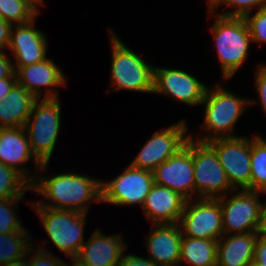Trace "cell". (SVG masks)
I'll return each instance as SVG.
<instances>
[{
  "label": "cell",
  "mask_w": 266,
  "mask_h": 266,
  "mask_svg": "<svg viewBox=\"0 0 266 266\" xmlns=\"http://www.w3.org/2000/svg\"><path fill=\"white\" fill-rule=\"evenodd\" d=\"M39 181V182H37ZM37 182V183H36ZM101 180L71 173L41 177L31 185V190L55 203L33 202L31 207H48L57 210L88 212L90 202L102 201Z\"/></svg>",
  "instance_id": "cell-1"
},
{
  "label": "cell",
  "mask_w": 266,
  "mask_h": 266,
  "mask_svg": "<svg viewBox=\"0 0 266 266\" xmlns=\"http://www.w3.org/2000/svg\"><path fill=\"white\" fill-rule=\"evenodd\" d=\"M256 103L236 96L219 84L211 90L207 88L201 105H206L203 126L207 133L210 132L196 141L208 142L216 138L237 137L230 134L234 131L235 123L249 105Z\"/></svg>",
  "instance_id": "cell-2"
},
{
  "label": "cell",
  "mask_w": 266,
  "mask_h": 266,
  "mask_svg": "<svg viewBox=\"0 0 266 266\" xmlns=\"http://www.w3.org/2000/svg\"><path fill=\"white\" fill-rule=\"evenodd\" d=\"M211 27L224 79H229L248 56L252 37L243 17L217 15Z\"/></svg>",
  "instance_id": "cell-3"
},
{
  "label": "cell",
  "mask_w": 266,
  "mask_h": 266,
  "mask_svg": "<svg viewBox=\"0 0 266 266\" xmlns=\"http://www.w3.org/2000/svg\"><path fill=\"white\" fill-rule=\"evenodd\" d=\"M61 109L58 98L37 99L27 119L25 129L31 151L41 163H49L61 125Z\"/></svg>",
  "instance_id": "cell-4"
},
{
  "label": "cell",
  "mask_w": 266,
  "mask_h": 266,
  "mask_svg": "<svg viewBox=\"0 0 266 266\" xmlns=\"http://www.w3.org/2000/svg\"><path fill=\"white\" fill-rule=\"evenodd\" d=\"M112 86L116 90L153 93L154 67L126 47L115 34L111 36Z\"/></svg>",
  "instance_id": "cell-5"
},
{
  "label": "cell",
  "mask_w": 266,
  "mask_h": 266,
  "mask_svg": "<svg viewBox=\"0 0 266 266\" xmlns=\"http://www.w3.org/2000/svg\"><path fill=\"white\" fill-rule=\"evenodd\" d=\"M38 214L50 240L71 259H75L84 241L86 213L31 207Z\"/></svg>",
  "instance_id": "cell-6"
},
{
  "label": "cell",
  "mask_w": 266,
  "mask_h": 266,
  "mask_svg": "<svg viewBox=\"0 0 266 266\" xmlns=\"http://www.w3.org/2000/svg\"><path fill=\"white\" fill-rule=\"evenodd\" d=\"M192 139L195 191L199 198L218 199L233 191L215 151L206 143ZM223 193V194H222Z\"/></svg>",
  "instance_id": "cell-7"
},
{
  "label": "cell",
  "mask_w": 266,
  "mask_h": 266,
  "mask_svg": "<svg viewBox=\"0 0 266 266\" xmlns=\"http://www.w3.org/2000/svg\"><path fill=\"white\" fill-rule=\"evenodd\" d=\"M216 153L234 190H250L251 140L246 137L216 138L206 142Z\"/></svg>",
  "instance_id": "cell-8"
},
{
  "label": "cell",
  "mask_w": 266,
  "mask_h": 266,
  "mask_svg": "<svg viewBox=\"0 0 266 266\" xmlns=\"http://www.w3.org/2000/svg\"><path fill=\"white\" fill-rule=\"evenodd\" d=\"M178 224L183 236L219 240L224 235L219 198H200L193 204L186 200Z\"/></svg>",
  "instance_id": "cell-9"
},
{
  "label": "cell",
  "mask_w": 266,
  "mask_h": 266,
  "mask_svg": "<svg viewBox=\"0 0 266 266\" xmlns=\"http://www.w3.org/2000/svg\"><path fill=\"white\" fill-rule=\"evenodd\" d=\"M260 191L241 190L226 200V195L219 198L223 234L236 232L235 234H244L257 232L262 201L259 200ZM232 231V232H231Z\"/></svg>",
  "instance_id": "cell-10"
},
{
  "label": "cell",
  "mask_w": 266,
  "mask_h": 266,
  "mask_svg": "<svg viewBox=\"0 0 266 266\" xmlns=\"http://www.w3.org/2000/svg\"><path fill=\"white\" fill-rule=\"evenodd\" d=\"M154 184L153 172L132 167L110 182H101L102 202L115 205L143 206L146 196Z\"/></svg>",
  "instance_id": "cell-11"
},
{
  "label": "cell",
  "mask_w": 266,
  "mask_h": 266,
  "mask_svg": "<svg viewBox=\"0 0 266 266\" xmlns=\"http://www.w3.org/2000/svg\"><path fill=\"white\" fill-rule=\"evenodd\" d=\"M187 127L186 122L182 120L178 124L155 132L130 165L153 171L186 144L190 138V136L185 137L188 132Z\"/></svg>",
  "instance_id": "cell-12"
},
{
  "label": "cell",
  "mask_w": 266,
  "mask_h": 266,
  "mask_svg": "<svg viewBox=\"0 0 266 266\" xmlns=\"http://www.w3.org/2000/svg\"><path fill=\"white\" fill-rule=\"evenodd\" d=\"M154 183L168 187L186 200L195 192L192 139L153 171Z\"/></svg>",
  "instance_id": "cell-13"
},
{
  "label": "cell",
  "mask_w": 266,
  "mask_h": 266,
  "mask_svg": "<svg viewBox=\"0 0 266 266\" xmlns=\"http://www.w3.org/2000/svg\"><path fill=\"white\" fill-rule=\"evenodd\" d=\"M207 87L195 76L170 68H155L153 79V93H162L188 105L201 104Z\"/></svg>",
  "instance_id": "cell-14"
},
{
  "label": "cell",
  "mask_w": 266,
  "mask_h": 266,
  "mask_svg": "<svg viewBox=\"0 0 266 266\" xmlns=\"http://www.w3.org/2000/svg\"><path fill=\"white\" fill-rule=\"evenodd\" d=\"M31 157L34 158L35 165L38 164V170L47 169V163L41 164L32 153L25 127L0 128V162L15 169L32 185L37 177H28L29 170L21 166ZM18 164H21L20 167Z\"/></svg>",
  "instance_id": "cell-15"
},
{
  "label": "cell",
  "mask_w": 266,
  "mask_h": 266,
  "mask_svg": "<svg viewBox=\"0 0 266 266\" xmlns=\"http://www.w3.org/2000/svg\"><path fill=\"white\" fill-rule=\"evenodd\" d=\"M35 19L25 24H17L16 30L10 29L8 49L15 56L14 68L29 66L41 62L47 57V40L43 32L37 30L33 25Z\"/></svg>",
  "instance_id": "cell-16"
},
{
  "label": "cell",
  "mask_w": 266,
  "mask_h": 266,
  "mask_svg": "<svg viewBox=\"0 0 266 266\" xmlns=\"http://www.w3.org/2000/svg\"><path fill=\"white\" fill-rule=\"evenodd\" d=\"M14 70L17 84L26 88L36 99H40V87H46L47 90L43 99H54L58 98V93L52 87L66 85L63 72L51 58Z\"/></svg>",
  "instance_id": "cell-17"
},
{
  "label": "cell",
  "mask_w": 266,
  "mask_h": 266,
  "mask_svg": "<svg viewBox=\"0 0 266 266\" xmlns=\"http://www.w3.org/2000/svg\"><path fill=\"white\" fill-rule=\"evenodd\" d=\"M146 247L149 259L159 266H179L182 241L181 227L175 224H153Z\"/></svg>",
  "instance_id": "cell-18"
},
{
  "label": "cell",
  "mask_w": 266,
  "mask_h": 266,
  "mask_svg": "<svg viewBox=\"0 0 266 266\" xmlns=\"http://www.w3.org/2000/svg\"><path fill=\"white\" fill-rule=\"evenodd\" d=\"M186 199L168 187L154 183L143 204L152 224L179 223Z\"/></svg>",
  "instance_id": "cell-19"
},
{
  "label": "cell",
  "mask_w": 266,
  "mask_h": 266,
  "mask_svg": "<svg viewBox=\"0 0 266 266\" xmlns=\"http://www.w3.org/2000/svg\"><path fill=\"white\" fill-rule=\"evenodd\" d=\"M126 248L119 235L105 236L96 230L75 258L83 266H117Z\"/></svg>",
  "instance_id": "cell-20"
},
{
  "label": "cell",
  "mask_w": 266,
  "mask_h": 266,
  "mask_svg": "<svg viewBox=\"0 0 266 266\" xmlns=\"http://www.w3.org/2000/svg\"><path fill=\"white\" fill-rule=\"evenodd\" d=\"M257 232L222 235L217 243V266H250L253 263Z\"/></svg>",
  "instance_id": "cell-21"
},
{
  "label": "cell",
  "mask_w": 266,
  "mask_h": 266,
  "mask_svg": "<svg viewBox=\"0 0 266 266\" xmlns=\"http://www.w3.org/2000/svg\"><path fill=\"white\" fill-rule=\"evenodd\" d=\"M36 100L26 88L16 84L0 101V128L25 127Z\"/></svg>",
  "instance_id": "cell-22"
},
{
  "label": "cell",
  "mask_w": 266,
  "mask_h": 266,
  "mask_svg": "<svg viewBox=\"0 0 266 266\" xmlns=\"http://www.w3.org/2000/svg\"><path fill=\"white\" fill-rule=\"evenodd\" d=\"M218 240L191 238L182 235L180 263L192 266L217 265Z\"/></svg>",
  "instance_id": "cell-23"
},
{
  "label": "cell",
  "mask_w": 266,
  "mask_h": 266,
  "mask_svg": "<svg viewBox=\"0 0 266 266\" xmlns=\"http://www.w3.org/2000/svg\"><path fill=\"white\" fill-rule=\"evenodd\" d=\"M26 232L28 231L0 234V266L31 255L32 237Z\"/></svg>",
  "instance_id": "cell-24"
},
{
  "label": "cell",
  "mask_w": 266,
  "mask_h": 266,
  "mask_svg": "<svg viewBox=\"0 0 266 266\" xmlns=\"http://www.w3.org/2000/svg\"><path fill=\"white\" fill-rule=\"evenodd\" d=\"M35 0H0V17L9 24H25L37 17L39 9Z\"/></svg>",
  "instance_id": "cell-25"
},
{
  "label": "cell",
  "mask_w": 266,
  "mask_h": 266,
  "mask_svg": "<svg viewBox=\"0 0 266 266\" xmlns=\"http://www.w3.org/2000/svg\"><path fill=\"white\" fill-rule=\"evenodd\" d=\"M250 190L266 193V140L255 136L251 140Z\"/></svg>",
  "instance_id": "cell-26"
},
{
  "label": "cell",
  "mask_w": 266,
  "mask_h": 266,
  "mask_svg": "<svg viewBox=\"0 0 266 266\" xmlns=\"http://www.w3.org/2000/svg\"><path fill=\"white\" fill-rule=\"evenodd\" d=\"M31 184L15 169L0 162V199L22 198Z\"/></svg>",
  "instance_id": "cell-27"
},
{
  "label": "cell",
  "mask_w": 266,
  "mask_h": 266,
  "mask_svg": "<svg viewBox=\"0 0 266 266\" xmlns=\"http://www.w3.org/2000/svg\"><path fill=\"white\" fill-rule=\"evenodd\" d=\"M20 200L21 198L0 199V234L26 230L18 220L16 213H13L15 205Z\"/></svg>",
  "instance_id": "cell-28"
},
{
  "label": "cell",
  "mask_w": 266,
  "mask_h": 266,
  "mask_svg": "<svg viewBox=\"0 0 266 266\" xmlns=\"http://www.w3.org/2000/svg\"><path fill=\"white\" fill-rule=\"evenodd\" d=\"M220 4L235 6L237 8L218 15L244 17L246 14L251 13L253 8H257V10L260 9L266 4V0H209L208 7L210 13H213L216 10V7Z\"/></svg>",
  "instance_id": "cell-29"
},
{
  "label": "cell",
  "mask_w": 266,
  "mask_h": 266,
  "mask_svg": "<svg viewBox=\"0 0 266 266\" xmlns=\"http://www.w3.org/2000/svg\"><path fill=\"white\" fill-rule=\"evenodd\" d=\"M249 28V33L254 42H266V4L258 9L254 15L251 13L243 17Z\"/></svg>",
  "instance_id": "cell-30"
},
{
  "label": "cell",
  "mask_w": 266,
  "mask_h": 266,
  "mask_svg": "<svg viewBox=\"0 0 266 266\" xmlns=\"http://www.w3.org/2000/svg\"><path fill=\"white\" fill-rule=\"evenodd\" d=\"M36 250V252H35ZM32 252L34 253V257L28 261V266H65L66 262L53 256L49 253L45 248L32 247ZM48 252V253H47ZM36 253V254H35ZM65 262V263H64Z\"/></svg>",
  "instance_id": "cell-31"
},
{
  "label": "cell",
  "mask_w": 266,
  "mask_h": 266,
  "mask_svg": "<svg viewBox=\"0 0 266 266\" xmlns=\"http://www.w3.org/2000/svg\"><path fill=\"white\" fill-rule=\"evenodd\" d=\"M256 88L258 89L259 101L261 102L262 109L266 113V64L260 65L257 69L255 78Z\"/></svg>",
  "instance_id": "cell-32"
},
{
  "label": "cell",
  "mask_w": 266,
  "mask_h": 266,
  "mask_svg": "<svg viewBox=\"0 0 266 266\" xmlns=\"http://www.w3.org/2000/svg\"><path fill=\"white\" fill-rule=\"evenodd\" d=\"M117 266H159L149 258H143L132 254H123Z\"/></svg>",
  "instance_id": "cell-33"
},
{
  "label": "cell",
  "mask_w": 266,
  "mask_h": 266,
  "mask_svg": "<svg viewBox=\"0 0 266 266\" xmlns=\"http://www.w3.org/2000/svg\"><path fill=\"white\" fill-rule=\"evenodd\" d=\"M253 264L255 266H266V238L258 236L254 248Z\"/></svg>",
  "instance_id": "cell-34"
},
{
  "label": "cell",
  "mask_w": 266,
  "mask_h": 266,
  "mask_svg": "<svg viewBox=\"0 0 266 266\" xmlns=\"http://www.w3.org/2000/svg\"><path fill=\"white\" fill-rule=\"evenodd\" d=\"M15 72L14 65L5 51H0V79L11 76Z\"/></svg>",
  "instance_id": "cell-35"
},
{
  "label": "cell",
  "mask_w": 266,
  "mask_h": 266,
  "mask_svg": "<svg viewBox=\"0 0 266 266\" xmlns=\"http://www.w3.org/2000/svg\"><path fill=\"white\" fill-rule=\"evenodd\" d=\"M11 26L0 17V51H4L8 47Z\"/></svg>",
  "instance_id": "cell-36"
},
{
  "label": "cell",
  "mask_w": 266,
  "mask_h": 266,
  "mask_svg": "<svg viewBox=\"0 0 266 266\" xmlns=\"http://www.w3.org/2000/svg\"><path fill=\"white\" fill-rule=\"evenodd\" d=\"M17 84L16 73L11 76L0 79V101L8 95L9 91Z\"/></svg>",
  "instance_id": "cell-37"
},
{
  "label": "cell",
  "mask_w": 266,
  "mask_h": 266,
  "mask_svg": "<svg viewBox=\"0 0 266 266\" xmlns=\"http://www.w3.org/2000/svg\"><path fill=\"white\" fill-rule=\"evenodd\" d=\"M257 234L259 237L266 238V203L262 204L260 220L257 229Z\"/></svg>",
  "instance_id": "cell-38"
},
{
  "label": "cell",
  "mask_w": 266,
  "mask_h": 266,
  "mask_svg": "<svg viewBox=\"0 0 266 266\" xmlns=\"http://www.w3.org/2000/svg\"><path fill=\"white\" fill-rule=\"evenodd\" d=\"M26 257H28V256H25L23 258L15 260V261H11V262L7 263L6 265H3V266H28V260L27 261L25 260Z\"/></svg>",
  "instance_id": "cell-39"
},
{
  "label": "cell",
  "mask_w": 266,
  "mask_h": 266,
  "mask_svg": "<svg viewBox=\"0 0 266 266\" xmlns=\"http://www.w3.org/2000/svg\"><path fill=\"white\" fill-rule=\"evenodd\" d=\"M72 261L74 262L72 266H83L78 261H76L75 259H72ZM65 266H68V265L66 264Z\"/></svg>",
  "instance_id": "cell-40"
},
{
  "label": "cell",
  "mask_w": 266,
  "mask_h": 266,
  "mask_svg": "<svg viewBox=\"0 0 266 266\" xmlns=\"http://www.w3.org/2000/svg\"><path fill=\"white\" fill-rule=\"evenodd\" d=\"M38 4H43L44 1L43 0H35Z\"/></svg>",
  "instance_id": "cell-41"
}]
</instances>
